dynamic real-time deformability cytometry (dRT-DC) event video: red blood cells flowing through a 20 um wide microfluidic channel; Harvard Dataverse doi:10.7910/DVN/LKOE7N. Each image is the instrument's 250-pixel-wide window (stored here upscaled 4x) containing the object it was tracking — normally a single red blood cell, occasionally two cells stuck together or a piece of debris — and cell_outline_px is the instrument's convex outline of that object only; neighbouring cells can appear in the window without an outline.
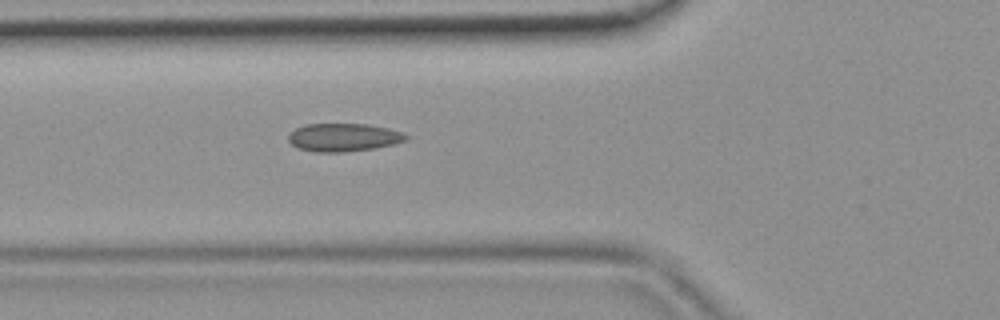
{"species": "common noctule bat (a hibernating species)", "species_latin": "Nyctalus noctula", "temperature_condition": "room temperature", "stored_images_in_passage": 34, "camera_frame_rate_fps": 3000, "um_per_image_px": 0.085, "animal": {"sex": "female", "body_mass_g": 19.9}, "frame": {"image": 1, "passage_image": 5, "time_ms": 1.333, "image_size_px": [1000, 320], "cell_outline_px": [[408, 136], [404, 140], [392, 144], [376, 148], [344, 152], [316, 152], [300, 148], [292, 144], [288, 140], [288, 136], [296, 128], [308, 124], [368, 124], [388, 128], [400, 132]], "centroid_in_image_um": [29.19, 11.68], "position_along_channel_um": 96.6, "area_um2": 18.96}}
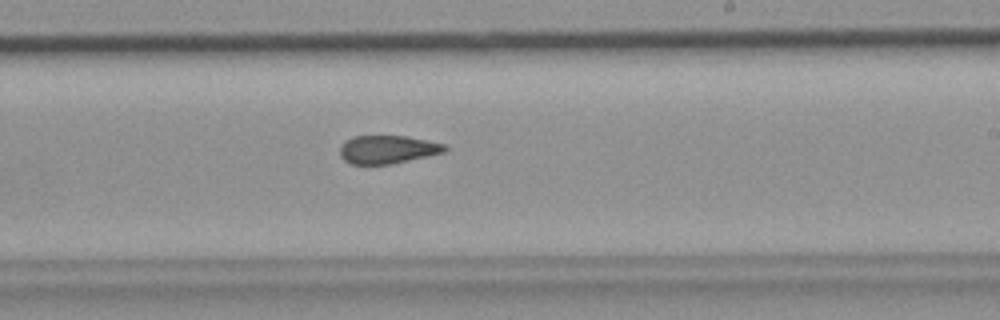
{"frame": {"image": 2, "passage_image": 16, "time_ms": 5.0, "image_size_px": [1000, 320], "cell_outline_px": [[448, 148], [444, 152], [392, 164], [352, 164], [344, 160], [340, 156], [340, 148], [344, 140], [352, 136], [408, 136], [444, 144]], "centroid_in_image_um": [32.91, 12.7], "position_along_channel_um": 256.1, "area_um2": 17.22}}
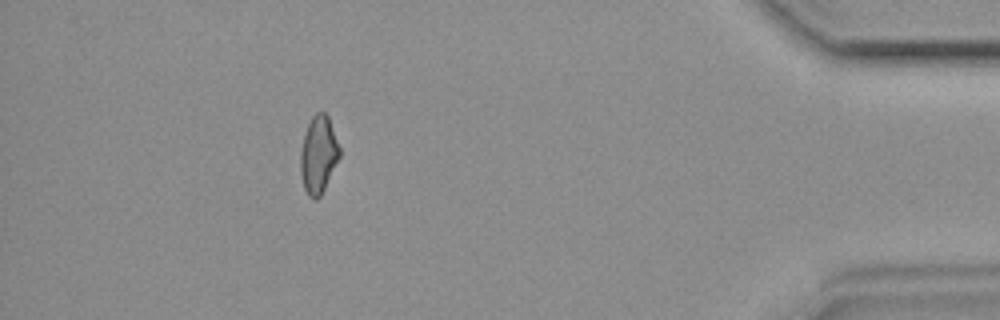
{"frame": {"image": 3, "passage_image": 30, "time_ms": 9.667, "image_size_px": [1000, 320], "cell_outline_px": [[340, 156], [320, 196], [316, 200], [312, 200], [308, 196], [304, 188], [300, 172], [300, 152], [304, 136], [308, 124], [312, 116], [316, 112], [324, 112], [328, 116], [340, 148]], "centroid_in_image_um": [27.05, 13.15], "position_along_channel_um": 408.1, "area_um2": 17.51}}